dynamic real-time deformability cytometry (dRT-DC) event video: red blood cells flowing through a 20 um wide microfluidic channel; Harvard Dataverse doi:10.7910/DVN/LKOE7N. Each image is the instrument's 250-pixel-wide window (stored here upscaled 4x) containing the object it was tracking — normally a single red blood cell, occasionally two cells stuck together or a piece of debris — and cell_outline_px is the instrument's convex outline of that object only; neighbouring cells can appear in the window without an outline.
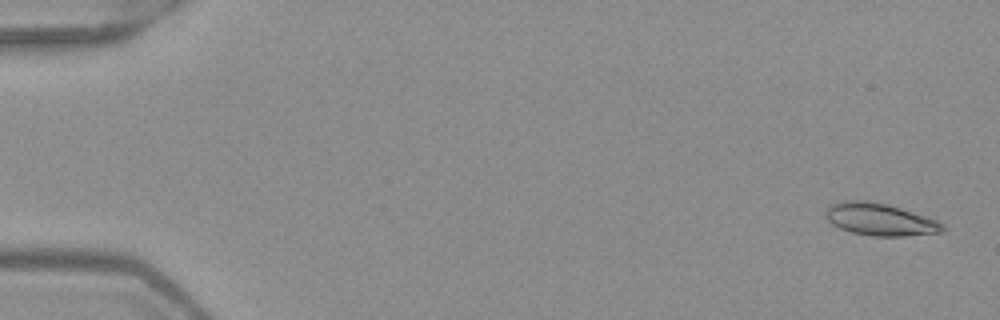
{"species": "Egyptian fruit bat (a non-hibernating species)", "species_latin": "Rousettus aegyptiacus", "temperature_condition": "warm", "stored_images_in_passage": 52, "camera_frame_rate_fps": 3000, "um_per_image_px": 0.085, "frame": {"image": 1, "passage_image": 2, "time_ms": 0.333, "image_size_px": [1000, 320], "cell_outline_px": [[948, 228], [944, 232], [904, 236], [872, 236], [852, 232], [840, 228], [832, 224], [824, 216], [824, 208], [832, 204], [844, 200], [864, 200], [888, 204], [936, 220], [944, 224]], "centroid_in_image_um": [74.78, 18.65], "position_along_channel_um": 10.2, "area_um2": 22.14}}
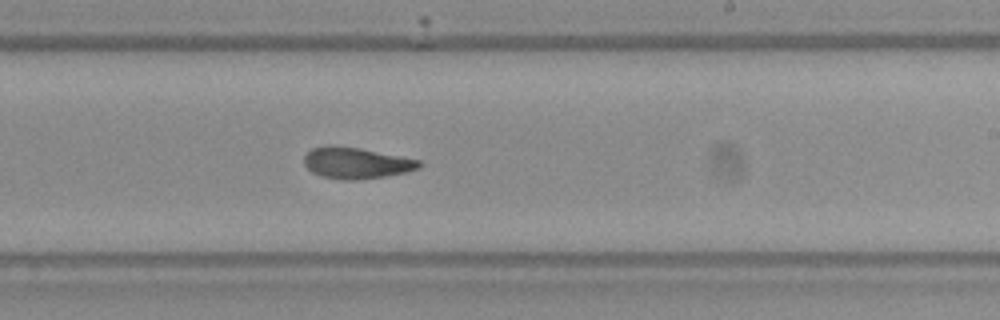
{"frame": {"image": 2, "passage_image": 32, "time_ms": 10.333, "image_size_px": [1000, 320], "cell_outline_px": [[424, 164], [420, 168], [404, 172], [384, 176], [356, 180], [348, 180], [320, 176], [312, 172], [304, 164], [304, 156], [312, 148], [328, 144], [332, 144], [360, 148], [420, 160]], "centroid_in_image_um": [30.26, 13.84], "position_along_channel_um": 258.7, "area_um2": 20.98}}
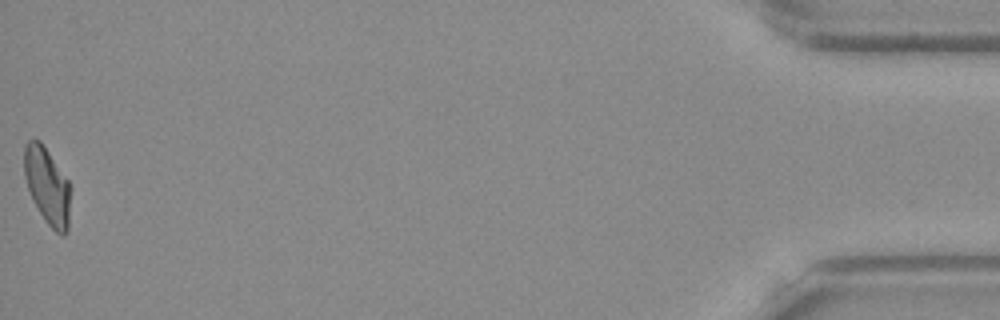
{"frame": {"image": 3, "passage_image": 52, "time_ms": 17.0, "image_size_px": [1000, 320], "cell_outline_px": [[72, 188], [68, 232], [64, 236], [60, 236], [48, 224], [32, 200], [24, 176], [24, 144], [28, 140], [40, 140], [68, 180]], "centroid_in_image_um": [4.05, 15.83], "position_along_channel_um": 431.2, "area_um2": 21.04}, "authors_computed_cell_mechanics": {"area_um2": 21.1259, "velocity_mm_per_s": 3.9864, "shape_relaxation_time_tau1_ms": null, "shape_relaxation_time_tau2_ms": 3.2978, "deformation_change_tau1": null, "deformation_change_tau2": 0.1019}}